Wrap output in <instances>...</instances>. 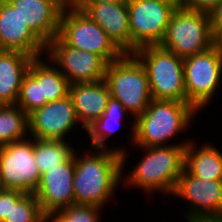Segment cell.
<instances>
[{"label":"cell","instance_id":"1","mask_svg":"<svg viewBox=\"0 0 222 222\" xmlns=\"http://www.w3.org/2000/svg\"><path fill=\"white\" fill-rule=\"evenodd\" d=\"M82 156L74 151L75 172L73 190L75 204L104 208L113 199L115 189L123 179L127 152L124 148H95ZM93 153V154H92Z\"/></svg>","mask_w":222,"mask_h":222},{"label":"cell","instance_id":"2","mask_svg":"<svg viewBox=\"0 0 222 222\" xmlns=\"http://www.w3.org/2000/svg\"><path fill=\"white\" fill-rule=\"evenodd\" d=\"M197 112L187 102L152 99L147 109L133 119V146H171L167 141L188 129Z\"/></svg>","mask_w":222,"mask_h":222},{"label":"cell","instance_id":"3","mask_svg":"<svg viewBox=\"0 0 222 222\" xmlns=\"http://www.w3.org/2000/svg\"><path fill=\"white\" fill-rule=\"evenodd\" d=\"M189 143L185 140L171 146L138 147L146 154L122 182L146 192L159 190L172 195L184 170L185 149Z\"/></svg>","mask_w":222,"mask_h":222},{"label":"cell","instance_id":"4","mask_svg":"<svg viewBox=\"0 0 222 222\" xmlns=\"http://www.w3.org/2000/svg\"><path fill=\"white\" fill-rule=\"evenodd\" d=\"M133 55L146 70L152 99L187 102L184 58L159 45L142 46Z\"/></svg>","mask_w":222,"mask_h":222},{"label":"cell","instance_id":"5","mask_svg":"<svg viewBox=\"0 0 222 222\" xmlns=\"http://www.w3.org/2000/svg\"><path fill=\"white\" fill-rule=\"evenodd\" d=\"M104 80L110 95L135 119L152 101L146 70L133 54H124L119 60L107 64Z\"/></svg>","mask_w":222,"mask_h":222},{"label":"cell","instance_id":"6","mask_svg":"<svg viewBox=\"0 0 222 222\" xmlns=\"http://www.w3.org/2000/svg\"><path fill=\"white\" fill-rule=\"evenodd\" d=\"M57 36L70 47L99 55L107 64L124 55L99 24L69 4L62 11Z\"/></svg>","mask_w":222,"mask_h":222},{"label":"cell","instance_id":"7","mask_svg":"<svg viewBox=\"0 0 222 222\" xmlns=\"http://www.w3.org/2000/svg\"><path fill=\"white\" fill-rule=\"evenodd\" d=\"M159 46L182 58L210 49L213 35L209 14L185 8L175 10Z\"/></svg>","mask_w":222,"mask_h":222},{"label":"cell","instance_id":"8","mask_svg":"<svg viewBox=\"0 0 222 222\" xmlns=\"http://www.w3.org/2000/svg\"><path fill=\"white\" fill-rule=\"evenodd\" d=\"M41 173L34 157V139H22L0 147V187L34 193Z\"/></svg>","mask_w":222,"mask_h":222},{"label":"cell","instance_id":"9","mask_svg":"<svg viewBox=\"0 0 222 222\" xmlns=\"http://www.w3.org/2000/svg\"><path fill=\"white\" fill-rule=\"evenodd\" d=\"M184 78L187 103L198 112L205 109L215 95L222 79V58L210 49L184 58Z\"/></svg>","mask_w":222,"mask_h":222},{"label":"cell","instance_id":"10","mask_svg":"<svg viewBox=\"0 0 222 222\" xmlns=\"http://www.w3.org/2000/svg\"><path fill=\"white\" fill-rule=\"evenodd\" d=\"M172 195L188 201L187 222H222V181L197 178L184 168Z\"/></svg>","mask_w":222,"mask_h":222},{"label":"cell","instance_id":"11","mask_svg":"<svg viewBox=\"0 0 222 222\" xmlns=\"http://www.w3.org/2000/svg\"><path fill=\"white\" fill-rule=\"evenodd\" d=\"M131 54L146 45H159L175 9L159 0H128Z\"/></svg>","mask_w":222,"mask_h":222},{"label":"cell","instance_id":"12","mask_svg":"<svg viewBox=\"0 0 222 222\" xmlns=\"http://www.w3.org/2000/svg\"><path fill=\"white\" fill-rule=\"evenodd\" d=\"M46 58L71 84L104 80L107 63L97 54L65 44L58 36L46 45ZM49 58V59H48Z\"/></svg>","mask_w":222,"mask_h":222},{"label":"cell","instance_id":"13","mask_svg":"<svg viewBox=\"0 0 222 222\" xmlns=\"http://www.w3.org/2000/svg\"><path fill=\"white\" fill-rule=\"evenodd\" d=\"M79 121L70 96L48 102L28 114L29 136L37 140H65Z\"/></svg>","mask_w":222,"mask_h":222},{"label":"cell","instance_id":"14","mask_svg":"<svg viewBox=\"0 0 222 222\" xmlns=\"http://www.w3.org/2000/svg\"><path fill=\"white\" fill-rule=\"evenodd\" d=\"M75 172V160L73 155L57 167L46 170L41 174L39 186L36 188V196L44 215L58 212L75 204L73 190V175Z\"/></svg>","mask_w":222,"mask_h":222},{"label":"cell","instance_id":"15","mask_svg":"<svg viewBox=\"0 0 222 222\" xmlns=\"http://www.w3.org/2000/svg\"><path fill=\"white\" fill-rule=\"evenodd\" d=\"M22 21L47 45L59 31L65 0H9Z\"/></svg>","mask_w":222,"mask_h":222},{"label":"cell","instance_id":"16","mask_svg":"<svg viewBox=\"0 0 222 222\" xmlns=\"http://www.w3.org/2000/svg\"><path fill=\"white\" fill-rule=\"evenodd\" d=\"M0 47L3 51H19L33 58L46 52V45L22 21L9 2H0Z\"/></svg>","mask_w":222,"mask_h":222},{"label":"cell","instance_id":"17","mask_svg":"<svg viewBox=\"0 0 222 222\" xmlns=\"http://www.w3.org/2000/svg\"><path fill=\"white\" fill-rule=\"evenodd\" d=\"M69 96L79 125L85 130L105 113L111 97L105 80L71 84Z\"/></svg>","mask_w":222,"mask_h":222},{"label":"cell","instance_id":"18","mask_svg":"<svg viewBox=\"0 0 222 222\" xmlns=\"http://www.w3.org/2000/svg\"><path fill=\"white\" fill-rule=\"evenodd\" d=\"M84 12L105 30L124 54H131L127 2L92 4Z\"/></svg>","mask_w":222,"mask_h":222},{"label":"cell","instance_id":"19","mask_svg":"<svg viewBox=\"0 0 222 222\" xmlns=\"http://www.w3.org/2000/svg\"><path fill=\"white\" fill-rule=\"evenodd\" d=\"M33 59L19 51L0 53V105L17 104L23 78Z\"/></svg>","mask_w":222,"mask_h":222},{"label":"cell","instance_id":"20","mask_svg":"<svg viewBox=\"0 0 222 222\" xmlns=\"http://www.w3.org/2000/svg\"><path fill=\"white\" fill-rule=\"evenodd\" d=\"M193 143L192 141L186 145L184 168L197 178L222 181L221 151L208 143L199 148Z\"/></svg>","mask_w":222,"mask_h":222},{"label":"cell","instance_id":"21","mask_svg":"<svg viewBox=\"0 0 222 222\" xmlns=\"http://www.w3.org/2000/svg\"><path fill=\"white\" fill-rule=\"evenodd\" d=\"M28 73L41 81L42 100L53 102L69 95L70 83L66 77L53 63L44 62L42 56L32 60Z\"/></svg>","mask_w":222,"mask_h":222},{"label":"cell","instance_id":"22","mask_svg":"<svg viewBox=\"0 0 222 222\" xmlns=\"http://www.w3.org/2000/svg\"><path fill=\"white\" fill-rule=\"evenodd\" d=\"M128 114L124 106L111 96L108 100L105 113L86 130L91 141V150L95 148L108 149L110 146H107L108 141L106 140L113 136V132L121 125L119 124L121 120L126 115L128 116Z\"/></svg>","mask_w":222,"mask_h":222},{"label":"cell","instance_id":"23","mask_svg":"<svg viewBox=\"0 0 222 222\" xmlns=\"http://www.w3.org/2000/svg\"><path fill=\"white\" fill-rule=\"evenodd\" d=\"M28 115L16 104L0 105V147L25 139Z\"/></svg>","mask_w":222,"mask_h":222},{"label":"cell","instance_id":"24","mask_svg":"<svg viewBox=\"0 0 222 222\" xmlns=\"http://www.w3.org/2000/svg\"><path fill=\"white\" fill-rule=\"evenodd\" d=\"M69 141L34 139V157L41 174L65 163L74 153Z\"/></svg>","mask_w":222,"mask_h":222},{"label":"cell","instance_id":"25","mask_svg":"<svg viewBox=\"0 0 222 222\" xmlns=\"http://www.w3.org/2000/svg\"><path fill=\"white\" fill-rule=\"evenodd\" d=\"M44 217L34 193L12 190V211L4 222H44Z\"/></svg>","mask_w":222,"mask_h":222},{"label":"cell","instance_id":"26","mask_svg":"<svg viewBox=\"0 0 222 222\" xmlns=\"http://www.w3.org/2000/svg\"><path fill=\"white\" fill-rule=\"evenodd\" d=\"M46 100H42L41 81H36L27 73L22 81L17 106L28 115L37 108L43 107Z\"/></svg>","mask_w":222,"mask_h":222},{"label":"cell","instance_id":"27","mask_svg":"<svg viewBox=\"0 0 222 222\" xmlns=\"http://www.w3.org/2000/svg\"><path fill=\"white\" fill-rule=\"evenodd\" d=\"M102 208L73 204L58 211L68 222H100Z\"/></svg>","mask_w":222,"mask_h":222},{"label":"cell","instance_id":"28","mask_svg":"<svg viewBox=\"0 0 222 222\" xmlns=\"http://www.w3.org/2000/svg\"><path fill=\"white\" fill-rule=\"evenodd\" d=\"M222 0H185L184 8L209 14Z\"/></svg>","mask_w":222,"mask_h":222},{"label":"cell","instance_id":"29","mask_svg":"<svg viewBox=\"0 0 222 222\" xmlns=\"http://www.w3.org/2000/svg\"><path fill=\"white\" fill-rule=\"evenodd\" d=\"M12 211V190L0 189V222L10 215Z\"/></svg>","mask_w":222,"mask_h":222},{"label":"cell","instance_id":"30","mask_svg":"<svg viewBox=\"0 0 222 222\" xmlns=\"http://www.w3.org/2000/svg\"><path fill=\"white\" fill-rule=\"evenodd\" d=\"M128 0H71L68 4L79 11H85L90 5L97 3H119L127 2Z\"/></svg>","mask_w":222,"mask_h":222},{"label":"cell","instance_id":"31","mask_svg":"<svg viewBox=\"0 0 222 222\" xmlns=\"http://www.w3.org/2000/svg\"><path fill=\"white\" fill-rule=\"evenodd\" d=\"M212 35L222 30V1L209 13Z\"/></svg>","mask_w":222,"mask_h":222},{"label":"cell","instance_id":"32","mask_svg":"<svg viewBox=\"0 0 222 222\" xmlns=\"http://www.w3.org/2000/svg\"><path fill=\"white\" fill-rule=\"evenodd\" d=\"M213 47L222 58V30H217L213 34Z\"/></svg>","mask_w":222,"mask_h":222},{"label":"cell","instance_id":"33","mask_svg":"<svg viewBox=\"0 0 222 222\" xmlns=\"http://www.w3.org/2000/svg\"><path fill=\"white\" fill-rule=\"evenodd\" d=\"M68 222L59 212H51L45 215L44 222Z\"/></svg>","mask_w":222,"mask_h":222},{"label":"cell","instance_id":"34","mask_svg":"<svg viewBox=\"0 0 222 222\" xmlns=\"http://www.w3.org/2000/svg\"><path fill=\"white\" fill-rule=\"evenodd\" d=\"M159 1L173 7L175 10L183 9L185 2V0H159Z\"/></svg>","mask_w":222,"mask_h":222},{"label":"cell","instance_id":"35","mask_svg":"<svg viewBox=\"0 0 222 222\" xmlns=\"http://www.w3.org/2000/svg\"><path fill=\"white\" fill-rule=\"evenodd\" d=\"M9 0H0V2H8Z\"/></svg>","mask_w":222,"mask_h":222}]
</instances>
